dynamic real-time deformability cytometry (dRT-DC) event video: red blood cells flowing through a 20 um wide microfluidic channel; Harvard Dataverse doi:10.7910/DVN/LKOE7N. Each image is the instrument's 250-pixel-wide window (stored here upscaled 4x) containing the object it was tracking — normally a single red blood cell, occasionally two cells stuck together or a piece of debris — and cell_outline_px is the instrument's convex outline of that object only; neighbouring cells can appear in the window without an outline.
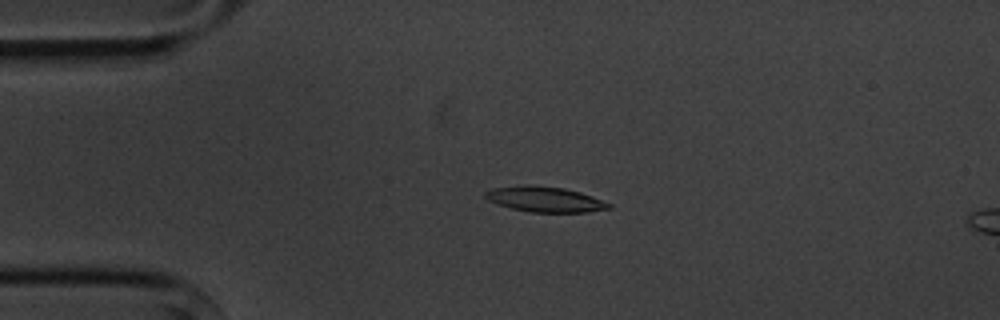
{"species": "common noctule bat (a hibernating species)", "species_latin": "Nyctalus noctula", "temperature_condition": "cold", "stored_images_in_passage": 6, "camera_frame_rate_fps": 3000, "um_per_image_px": 0.085, "animal": {"sex": "male", "body_mass_g": 20.1, "forearm_length_mm": 53.5}, "frame": {"image": 1, "passage_image": 4, "time_ms": 4.0, "image_size_px": [1000, 320], "cell_outline_px": [[612, 208], [588, 212], [528, 212], [496, 204], [488, 200], [484, 196], [484, 192], [492, 188], [524, 184], [528, 184], [564, 188], [580, 192], [592, 196], [612, 204]], "centroid_in_image_um": [46.3, 16.93], "position_along_channel_um": 38.7, "area_um2": 18.44}}
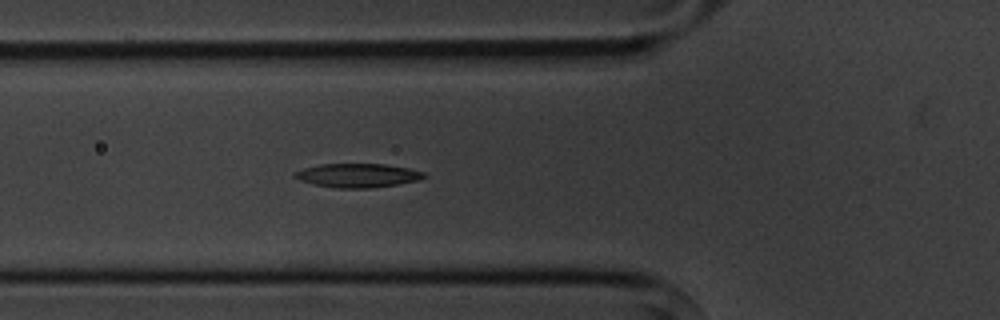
{"frame": {"image": 2, "passage_image": 6, "time_ms": 6.333, "image_size_px": [1000, 320], "cell_outline_px": [[428, 176], [420, 180], [396, 184], [368, 188], [336, 188], [312, 184], [300, 180], [292, 176], [292, 172], [304, 168], [320, 164], [384, 164], [408, 168], [424, 172]], "centroid_in_image_um": [30.37, 14.91], "position_along_channel_um": 95.4, "area_um2": 18.03}}